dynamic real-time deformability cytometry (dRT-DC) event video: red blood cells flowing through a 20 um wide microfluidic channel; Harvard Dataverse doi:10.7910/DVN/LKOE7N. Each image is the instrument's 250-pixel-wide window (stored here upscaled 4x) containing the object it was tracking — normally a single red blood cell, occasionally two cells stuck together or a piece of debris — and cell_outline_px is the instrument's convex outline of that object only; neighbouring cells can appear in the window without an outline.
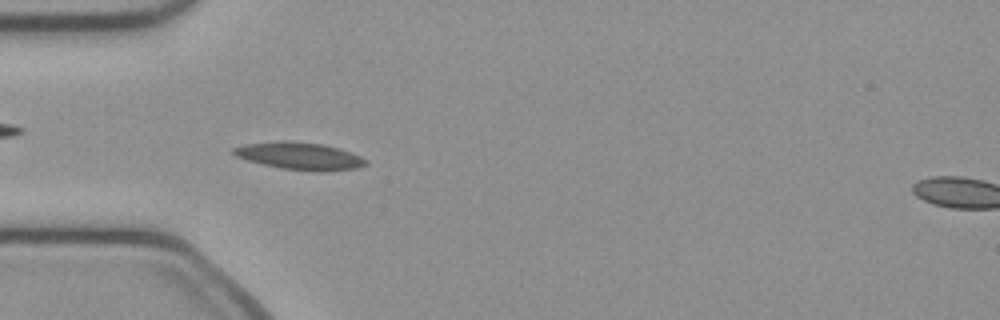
{"species": "common noctule bat (a hibernating species)", "species_latin": "Nyctalus noctula", "temperature_condition": "cold", "stored_images_in_passage": 42, "camera_frame_rate_fps": 3000, "um_per_image_px": 0.085, "animal": {"sex": "female", "body_mass_g": 21.9}, "frame": {"image": 1, "passage_image": 7, "time_ms": 2.0, "image_size_px": [1000, 320], "cell_outline_px": [[368, 164], [356, 168], [320, 172], [280, 168], [248, 160], [236, 156], [232, 152], [232, 148], [244, 144], [280, 140], [292, 140], [324, 144], [360, 156], [368, 160]], "centroid_in_image_um": [25.46, 13.25], "position_along_channel_um": 59.5, "area_um2": 21.1}}
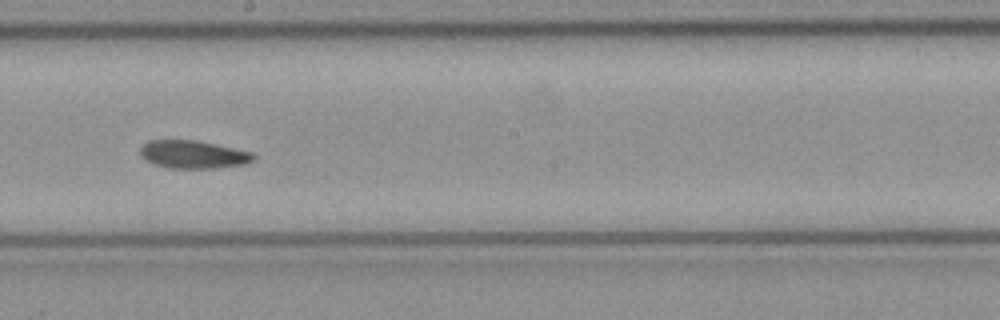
{"frame": {"image": 2, "passage_image": 20, "time_ms": 6.333, "image_size_px": [1000, 320], "cell_outline_px": [[256, 156], [252, 160], [244, 164], [216, 168], [168, 168], [152, 164], [144, 160], [140, 156], [140, 148], [148, 140], [196, 140], [252, 152]], "centroid_in_image_um": [16.37, 13.13], "position_along_channel_um": 231.8, "area_um2": 18.5}}
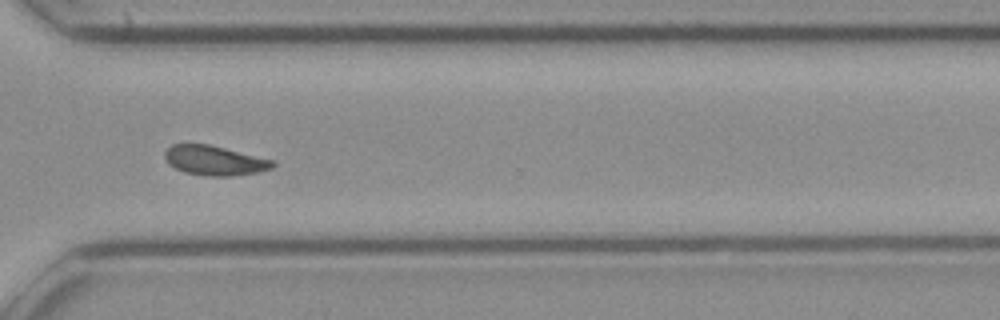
{"frame": {"image": 3, "passage_image": 29, "time_ms": 9.333, "image_size_px": [1000, 320], "cell_outline_px": [[276, 164], [272, 168], [260, 172], [232, 176], [204, 176], [184, 172], [168, 164], [164, 156], [164, 152], [172, 144], [208, 144], [272, 160]], "centroid_in_image_um": [18.21, 13.65], "position_along_channel_um": 352.4, "area_um2": 18.55}, "authors_computed_cell_mechanics": {"area_um2": 18.7272, "velocity_mm_per_s": 4.0247, "shape_relaxation_time_tau1_ms": 4.0862, "shape_relaxation_time_tau2_ms": 3.6337, "deformation_change_tau1": 0.1116, "deformation_change_tau2": 0.1}}